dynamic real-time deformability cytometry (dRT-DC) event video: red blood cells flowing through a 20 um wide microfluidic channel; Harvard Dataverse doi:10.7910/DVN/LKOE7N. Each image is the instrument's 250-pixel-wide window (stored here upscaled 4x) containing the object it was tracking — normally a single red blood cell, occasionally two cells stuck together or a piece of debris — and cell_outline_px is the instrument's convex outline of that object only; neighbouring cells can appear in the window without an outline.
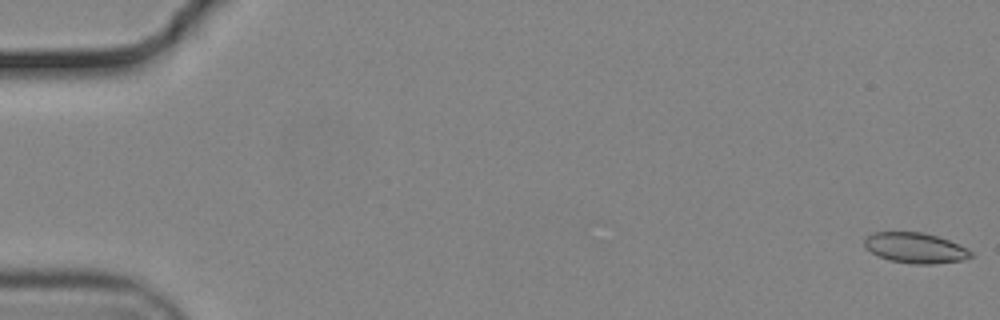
{"species": "common noctule bat (a hibernating species)", "species_latin": "Nyctalus noctula", "temperature_condition": "cold", "stored_images_in_passage": 56, "camera_frame_rate_fps": 3000, "um_per_image_px": 0.085, "animal": {"sex": "male", "body_mass_g": 19.2, "forearm_length_mm": 51.8}, "frame": {"image": 1, "passage_image": 1, "time_ms": 0.0, "image_size_px": [1000, 320], "cell_outline_px": [[972, 256], [964, 260], [932, 264], [912, 264], [888, 260], [872, 252], [864, 244], [864, 240], [872, 232], [924, 232], [948, 240], [968, 248], [972, 252]], "centroid_in_image_um": [77.83, 21.07], "position_along_channel_um": 7.2, "area_um2": 18.79}}
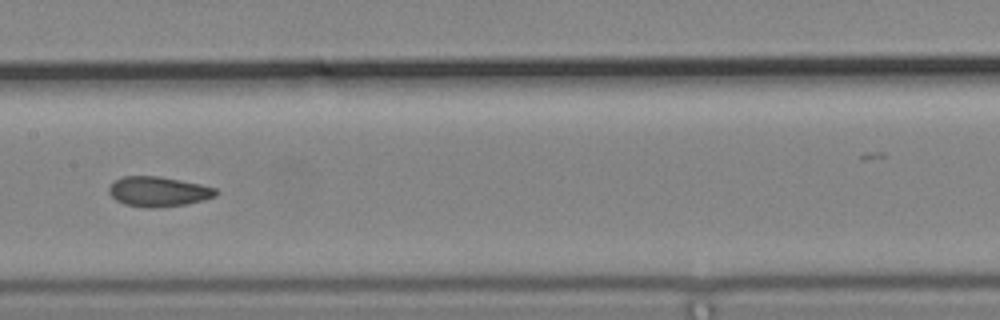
{"frame": {"image": 2, "passage_image": 29, "time_ms": 9.333, "image_size_px": [1000, 320], "cell_outline_px": [[220, 192], [216, 196], [204, 200], [184, 204], [152, 208], [124, 204], [116, 200], [108, 192], [108, 188], [112, 180], [124, 176], [160, 176], [200, 184], [216, 188]], "centroid_in_image_um": [13.45, 16.27], "position_along_channel_um": 193.9, "area_um2": 18.73}}
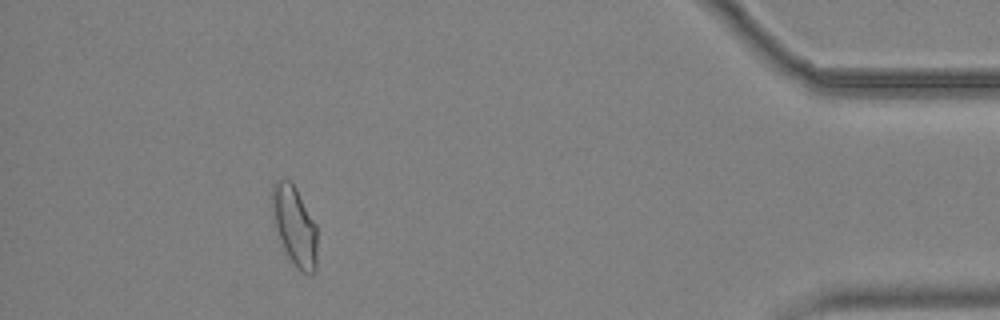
{"frame": {"image": 3, "passage_image": 51, "time_ms": 16.667, "image_size_px": [1000, 320], "cell_outline_px": [[316, 272], [304, 272], [288, 256], [284, 248], [276, 228], [272, 216], [272, 184], [276, 180], [284, 176], [296, 188], [316, 224]], "centroid_in_image_um": [25.02, 19.11], "position_along_channel_um": 410.2, "area_um2": 20.46}, "authors_computed_cell_mechanics": {"area_um2": 19.1607, "velocity_mm_per_s": 3.7028, "shape_relaxation_time_tau1_ms": null, "shape_relaxation_time_tau2_ms": 1.5972, "deformation_change_tau1": null, "deformation_change_tau2": 0.0621}}